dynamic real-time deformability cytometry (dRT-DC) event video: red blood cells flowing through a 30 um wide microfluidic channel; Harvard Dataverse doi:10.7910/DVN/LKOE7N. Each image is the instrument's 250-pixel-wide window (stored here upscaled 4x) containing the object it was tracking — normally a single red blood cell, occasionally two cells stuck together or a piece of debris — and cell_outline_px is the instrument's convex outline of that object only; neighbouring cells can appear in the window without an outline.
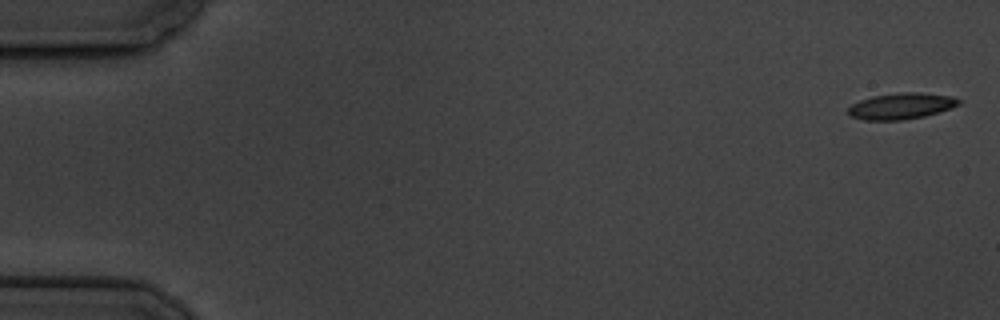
{"species": "common noctule bat (a hibernating species)", "species_latin": "Nyctalus noctula", "temperature_condition": "cold", "stored_images_in_passage": 7, "camera_frame_rate_fps": 3000, "um_per_image_px": 0.085, "animal": {"sex": "male", "body_mass_g": 19.5, "forearm_length_mm": 54.6}, "frame": {"image": 1, "passage_image": 1, "time_ms": 0.0, "image_size_px": [1000, 320], "cell_outline_px": [[960, 104], [924, 116], [904, 120], [864, 120], [848, 116], [848, 108], [852, 104], [860, 100], [872, 96], [900, 92], [920, 92], [952, 96], [960, 100]], "centroid_in_image_um": [76.55, 9.01], "position_along_channel_um": 8.4, "area_um2": 16.82}}
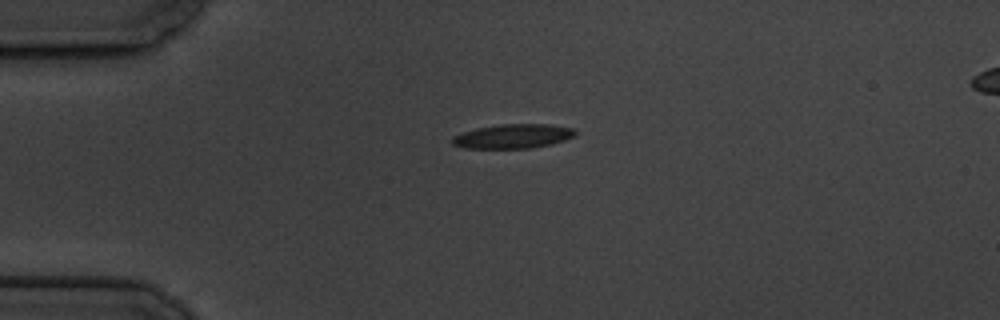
{"frame": {"image": 2, "passage_image": 5, "time_ms": 4.333, "image_size_px": [1000, 320], "cell_outline_px": [[576, 136], [552, 144], [532, 148], [464, 148], [452, 144], [452, 136], [476, 128], [500, 124], [552, 124], [572, 128], [576, 132]], "centroid_in_image_um": [43.62, 11.58], "position_along_channel_um": 41.4, "area_um2": 17.46}}
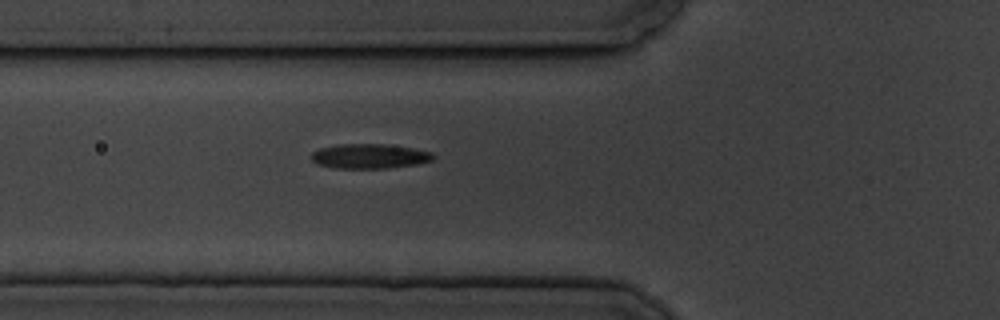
{"frame": {"image": 3, "passage_image": 7, "time_ms": 6.667, "image_size_px": [1000, 320], "cell_outline_px": [[436, 156], [432, 160], [416, 164], [388, 168], [332, 168], [316, 164], [312, 160], [312, 152], [320, 148], [340, 144], [388, 144], [412, 148], [432, 152]], "centroid_in_image_um": [31.4, 13.27], "position_along_channel_um": 94.4, "area_um2": 17.57}}